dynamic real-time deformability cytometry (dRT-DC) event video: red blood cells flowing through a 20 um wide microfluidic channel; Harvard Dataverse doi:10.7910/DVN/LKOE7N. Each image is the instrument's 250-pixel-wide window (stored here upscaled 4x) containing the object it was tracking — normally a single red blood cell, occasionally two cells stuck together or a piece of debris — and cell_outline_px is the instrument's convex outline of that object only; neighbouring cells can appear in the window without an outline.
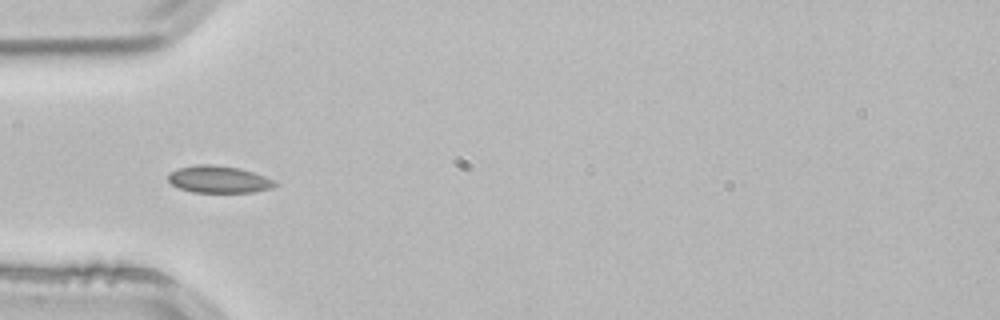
{"species": "common noctule bat (a hibernating species)", "species_latin": "Nyctalus noctula", "temperature_condition": "room temperature", "stored_images_in_passage": 4, "camera_frame_rate_fps": 3000, "um_per_image_px": 0.085, "animal": {"sex": "male", "body_mass_g": 21.5, "forearm_length_mm": 52.0}, "frame": {"image": 1, "passage_image": 3, "time_ms": 0.667, "image_size_px": [1000, 320], "cell_outline_px": [[276, 184], [272, 188], [252, 192], [192, 192], [180, 188], [172, 184], [168, 180], [168, 172], [180, 168], [196, 164], [208, 164], [240, 168], [276, 180]], "centroid_in_image_um": [18.58, 15.24], "position_along_channel_um": 66.4, "area_um2": 16.76}}